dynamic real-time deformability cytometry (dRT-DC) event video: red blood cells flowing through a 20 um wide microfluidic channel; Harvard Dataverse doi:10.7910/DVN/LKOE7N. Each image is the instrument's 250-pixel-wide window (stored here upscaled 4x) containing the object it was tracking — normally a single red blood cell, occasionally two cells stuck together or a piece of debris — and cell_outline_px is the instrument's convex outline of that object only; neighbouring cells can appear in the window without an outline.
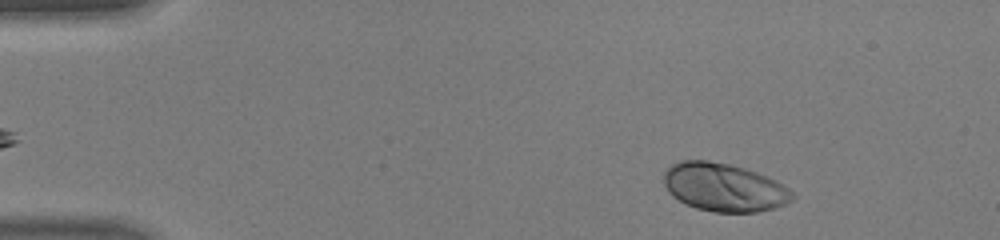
{"species": "human", "species_latin": "Homo sapiens", "temperature_condition": "warm", "stored_images_in_passage": 43, "camera_frame_rate_fps": 3000, "um_per_image_px": 0.085, "donor": {"sex": "male"}, "frame": {"image": 1, "passage_image": 3, "time_ms": 0.667, "image_size_px": [1000, 240], "cell_outline_px": [[796, 196], [788, 204], [776, 208], [756, 212], [716, 212], [696, 208], [684, 204], [672, 196], [668, 192], [664, 184], [664, 172], [672, 164], [680, 160], [708, 160], [728, 164], [744, 168], [756, 172], [776, 180], [788, 188]], "centroid_in_image_um": [61.54, 15.93], "position_along_channel_um": 23.5, "area_um2": 36.36}}
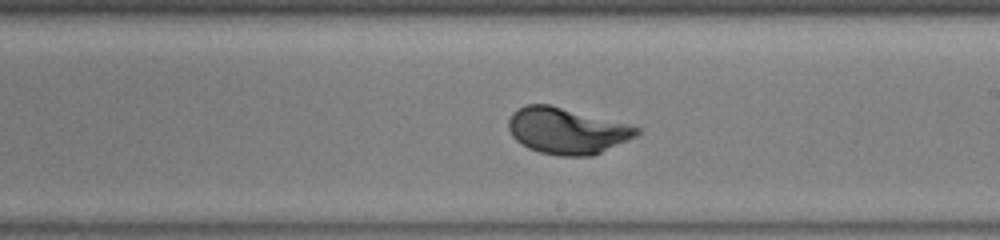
{"frame": {"image": 2, "passage_image": 24, "time_ms": 7.667, "image_size_px": [1000, 240], "cell_outline_px": [[640, 132], [636, 136], [592, 156], [560, 156], [540, 152], [528, 148], [516, 140], [512, 136], [508, 128], [508, 120], [512, 112], [528, 104], [548, 104], [640, 128]], "centroid_in_image_um": [48.13, 11.13], "position_along_channel_um": 240.9, "area_um2": 33.93}}
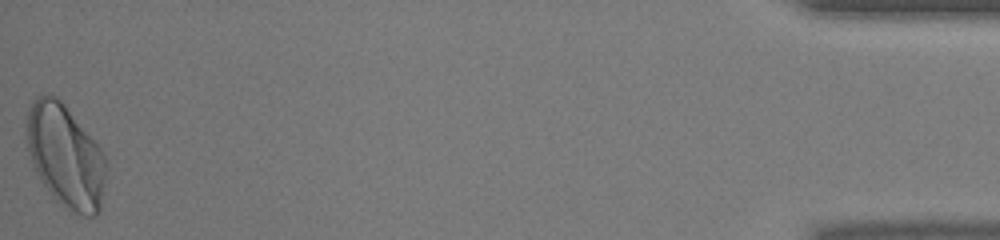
{"frame": {"image": 3, "passage_image": 43, "time_ms": 14.0, "image_size_px": [1000, 240], "cell_outline_px": [[104, 180], [100, 212], [92, 216], [84, 216], [68, 212], [52, 196], [40, 180], [36, 172], [24, 136], [24, 120], [32, 100], [36, 96], [48, 92], [56, 96], [64, 104], [104, 152]], "centroid_in_image_um": [5.51, 13.24], "position_along_channel_um": 429.7, "area_um2": 48.03}, "authors_computed_cell_mechanics": {"area_um2": 34.391, "velocity_mm_per_s": 4.429, "shape_relaxation_time_tau1_ms": 1.9036, "shape_relaxation_time_tau2_ms": null, "deformation_change_tau1": 0.1554, "deformation_change_tau2": null}}